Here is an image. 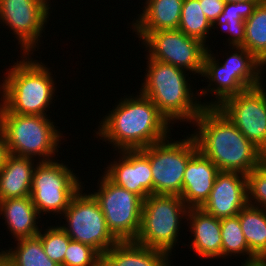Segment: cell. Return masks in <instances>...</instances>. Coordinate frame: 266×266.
<instances>
[{
	"label": "cell",
	"mask_w": 266,
	"mask_h": 266,
	"mask_svg": "<svg viewBox=\"0 0 266 266\" xmlns=\"http://www.w3.org/2000/svg\"><path fill=\"white\" fill-rule=\"evenodd\" d=\"M137 94L121 98L99 122L96 137L117 151L146 148L171 135L172 125L154 103Z\"/></svg>",
	"instance_id": "6da1fadb"
},
{
	"label": "cell",
	"mask_w": 266,
	"mask_h": 266,
	"mask_svg": "<svg viewBox=\"0 0 266 266\" xmlns=\"http://www.w3.org/2000/svg\"><path fill=\"white\" fill-rule=\"evenodd\" d=\"M192 124L198 151L219 171L247 175L266 160L218 107H204Z\"/></svg>",
	"instance_id": "7a4b0ae2"
},
{
	"label": "cell",
	"mask_w": 266,
	"mask_h": 266,
	"mask_svg": "<svg viewBox=\"0 0 266 266\" xmlns=\"http://www.w3.org/2000/svg\"><path fill=\"white\" fill-rule=\"evenodd\" d=\"M21 59L4 74L0 113L48 116L46 113L57 90L53 74L47 65L30 55H22Z\"/></svg>",
	"instance_id": "3957f363"
},
{
	"label": "cell",
	"mask_w": 266,
	"mask_h": 266,
	"mask_svg": "<svg viewBox=\"0 0 266 266\" xmlns=\"http://www.w3.org/2000/svg\"><path fill=\"white\" fill-rule=\"evenodd\" d=\"M145 59L148 60L146 77L139 91L154 103L170 124L179 121L192 124L204 106L197 99V91L194 94L188 83L189 72L147 56Z\"/></svg>",
	"instance_id": "277c9868"
},
{
	"label": "cell",
	"mask_w": 266,
	"mask_h": 266,
	"mask_svg": "<svg viewBox=\"0 0 266 266\" xmlns=\"http://www.w3.org/2000/svg\"><path fill=\"white\" fill-rule=\"evenodd\" d=\"M49 118L50 115L0 113V129L6 137L10 155L39 157V162L55 160L63 135Z\"/></svg>",
	"instance_id": "5b68a950"
},
{
	"label": "cell",
	"mask_w": 266,
	"mask_h": 266,
	"mask_svg": "<svg viewBox=\"0 0 266 266\" xmlns=\"http://www.w3.org/2000/svg\"><path fill=\"white\" fill-rule=\"evenodd\" d=\"M188 209L179 195H149L142 204L140 229L134 241L173 255Z\"/></svg>",
	"instance_id": "8992f818"
},
{
	"label": "cell",
	"mask_w": 266,
	"mask_h": 266,
	"mask_svg": "<svg viewBox=\"0 0 266 266\" xmlns=\"http://www.w3.org/2000/svg\"><path fill=\"white\" fill-rule=\"evenodd\" d=\"M170 137L140 149L149 159L153 194L181 195L188 161L198 152L191 134L179 141Z\"/></svg>",
	"instance_id": "52a82bcc"
},
{
	"label": "cell",
	"mask_w": 266,
	"mask_h": 266,
	"mask_svg": "<svg viewBox=\"0 0 266 266\" xmlns=\"http://www.w3.org/2000/svg\"><path fill=\"white\" fill-rule=\"evenodd\" d=\"M60 162H39L35 167L30 196L39 215L62 216L72 197L83 187L73 170Z\"/></svg>",
	"instance_id": "ba28073f"
},
{
	"label": "cell",
	"mask_w": 266,
	"mask_h": 266,
	"mask_svg": "<svg viewBox=\"0 0 266 266\" xmlns=\"http://www.w3.org/2000/svg\"><path fill=\"white\" fill-rule=\"evenodd\" d=\"M82 187L71 199L64 211V225H59L76 242L94 248L101 256L114 246L118 240L108 230L99 203ZM84 192V193H83Z\"/></svg>",
	"instance_id": "9c48e42d"
},
{
	"label": "cell",
	"mask_w": 266,
	"mask_h": 266,
	"mask_svg": "<svg viewBox=\"0 0 266 266\" xmlns=\"http://www.w3.org/2000/svg\"><path fill=\"white\" fill-rule=\"evenodd\" d=\"M101 177L99 189L91 194L99 203L108 230L118 241H134L140 229L143 200L105 174Z\"/></svg>",
	"instance_id": "30bf717a"
},
{
	"label": "cell",
	"mask_w": 266,
	"mask_h": 266,
	"mask_svg": "<svg viewBox=\"0 0 266 266\" xmlns=\"http://www.w3.org/2000/svg\"><path fill=\"white\" fill-rule=\"evenodd\" d=\"M147 57L202 75L204 56L208 51L201 41L188 37L179 29L149 33L142 42Z\"/></svg>",
	"instance_id": "8fae6325"
},
{
	"label": "cell",
	"mask_w": 266,
	"mask_h": 266,
	"mask_svg": "<svg viewBox=\"0 0 266 266\" xmlns=\"http://www.w3.org/2000/svg\"><path fill=\"white\" fill-rule=\"evenodd\" d=\"M262 83L225 99L218 108L266 156V90Z\"/></svg>",
	"instance_id": "7c38bea8"
},
{
	"label": "cell",
	"mask_w": 266,
	"mask_h": 266,
	"mask_svg": "<svg viewBox=\"0 0 266 266\" xmlns=\"http://www.w3.org/2000/svg\"><path fill=\"white\" fill-rule=\"evenodd\" d=\"M49 16V10L37 0H0V22L15 34L21 55H34L39 49Z\"/></svg>",
	"instance_id": "4fadbf2b"
},
{
	"label": "cell",
	"mask_w": 266,
	"mask_h": 266,
	"mask_svg": "<svg viewBox=\"0 0 266 266\" xmlns=\"http://www.w3.org/2000/svg\"><path fill=\"white\" fill-rule=\"evenodd\" d=\"M118 153L120 157L110 162L103 174L144 201L153 194L152 170L148 157L140 149L121 150Z\"/></svg>",
	"instance_id": "5bb4252c"
},
{
	"label": "cell",
	"mask_w": 266,
	"mask_h": 266,
	"mask_svg": "<svg viewBox=\"0 0 266 266\" xmlns=\"http://www.w3.org/2000/svg\"><path fill=\"white\" fill-rule=\"evenodd\" d=\"M247 204V176L239 172L219 171L209 198L201 209L222 219L237 216Z\"/></svg>",
	"instance_id": "9a60e30c"
},
{
	"label": "cell",
	"mask_w": 266,
	"mask_h": 266,
	"mask_svg": "<svg viewBox=\"0 0 266 266\" xmlns=\"http://www.w3.org/2000/svg\"><path fill=\"white\" fill-rule=\"evenodd\" d=\"M217 166L199 151L188 161L180 197L188 208H201L209 198Z\"/></svg>",
	"instance_id": "2e32d148"
},
{
	"label": "cell",
	"mask_w": 266,
	"mask_h": 266,
	"mask_svg": "<svg viewBox=\"0 0 266 266\" xmlns=\"http://www.w3.org/2000/svg\"><path fill=\"white\" fill-rule=\"evenodd\" d=\"M189 231L193 234L190 248L201 258L222 257L220 219L207 214L201 208H189L187 212ZM189 221V222H188Z\"/></svg>",
	"instance_id": "e0dca14e"
},
{
	"label": "cell",
	"mask_w": 266,
	"mask_h": 266,
	"mask_svg": "<svg viewBox=\"0 0 266 266\" xmlns=\"http://www.w3.org/2000/svg\"><path fill=\"white\" fill-rule=\"evenodd\" d=\"M208 49L204 56L203 72L201 77H205L209 85L199 91V96H207L208 92L215 95V100L202 102L204 107H218L225 99L230 96L237 95L240 92L249 89L237 76L236 73H231L216 60V56ZM212 53V54H211ZM215 84V85H214ZM213 86V87H211ZM210 87V88H209ZM207 94V95H206Z\"/></svg>",
	"instance_id": "ac0fdd59"
},
{
	"label": "cell",
	"mask_w": 266,
	"mask_h": 266,
	"mask_svg": "<svg viewBox=\"0 0 266 266\" xmlns=\"http://www.w3.org/2000/svg\"><path fill=\"white\" fill-rule=\"evenodd\" d=\"M184 0H147L143 11L132 22L133 32L142 41L149 33L158 30L178 29Z\"/></svg>",
	"instance_id": "d6986e66"
},
{
	"label": "cell",
	"mask_w": 266,
	"mask_h": 266,
	"mask_svg": "<svg viewBox=\"0 0 266 266\" xmlns=\"http://www.w3.org/2000/svg\"><path fill=\"white\" fill-rule=\"evenodd\" d=\"M0 214L16 240L36 236L41 230L36 225L41 216L31 196L0 200Z\"/></svg>",
	"instance_id": "ffe728a7"
},
{
	"label": "cell",
	"mask_w": 266,
	"mask_h": 266,
	"mask_svg": "<svg viewBox=\"0 0 266 266\" xmlns=\"http://www.w3.org/2000/svg\"><path fill=\"white\" fill-rule=\"evenodd\" d=\"M34 160L14 155L7 157L0 170V200L30 196L33 173L39 163Z\"/></svg>",
	"instance_id": "44dd1931"
},
{
	"label": "cell",
	"mask_w": 266,
	"mask_h": 266,
	"mask_svg": "<svg viewBox=\"0 0 266 266\" xmlns=\"http://www.w3.org/2000/svg\"><path fill=\"white\" fill-rule=\"evenodd\" d=\"M104 257L113 266H171L172 263L167 252L135 241H118Z\"/></svg>",
	"instance_id": "7402d4cb"
},
{
	"label": "cell",
	"mask_w": 266,
	"mask_h": 266,
	"mask_svg": "<svg viewBox=\"0 0 266 266\" xmlns=\"http://www.w3.org/2000/svg\"><path fill=\"white\" fill-rule=\"evenodd\" d=\"M237 216L250 249V259L266 257V209L247 204Z\"/></svg>",
	"instance_id": "603a6c76"
},
{
	"label": "cell",
	"mask_w": 266,
	"mask_h": 266,
	"mask_svg": "<svg viewBox=\"0 0 266 266\" xmlns=\"http://www.w3.org/2000/svg\"><path fill=\"white\" fill-rule=\"evenodd\" d=\"M234 51L225 53L226 60L221 64L236 76L248 87L253 88L263 83L262 71L266 69L252 53L244 47H232ZM234 52V53H233ZM229 54V55H228ZM264 67V68H263Z\"/></svg>",
	"instance_id": "cb8c5ba5"
},
{
	"label": "cell",
	"mask_w": 266,
	"mask_h": 266,
	"mask_svg": "<svg viewBox=\"0 0 266 266\" xmlns=\"http://www.w3.org/2000/svg\"><path fill=\"white\" fill-rule=\"evenodd\" d=\"M15 241L16 247L0 249L13 266H59L47 256L38 235Z\"/></svg>",
	"instance_id": "d4e9b609"
},
{
	"label": "cell",
	"mask_w": 266,
	"mask_h": 266,
	"mask_svg": "<svg viewBox=\"0 0 266 266\" xmlns=\"http://www.w3.org/2000/svg\"><path fill=\"white\" fill-rule=\"evenodd\" d=\"M266 66V0L258 3L245 20V41L242 46Z\"/></svg>",
	"instance_id": "484cf974"
},
{
	"label": "cell",
	"mask_w": 266,
	"mask_h": 266,
	"mask_svg": "<svg viewBox=\"0 0 266 266\" xmlns=\"http://www.w3.org/2000/svg\"><path fill=\"white\" fill-rule=\"evenodd\" d=\"M200 0H184L181 10V18L178 29L188 37L195 38L207 46L206 40L212 29V24L202 11Z\"/></svg>",
	"instance_id": "4316f807"
},
{
	"label": "cell",
	"mask_w": 266,
	"mask_h": 266,
	"mask_svg": "<svg viewBox=\"0 0 266 266\" xmlns=\"http://www.w3.org/2000/svg\"><path fill=\"white\" fill-rule=\"evenodd\" d=\"M222 237V259L228 255L246 256L250 259V249L241 229L238 216L220 219ZM237 254V255H236ZM248 255V256H247Z\"/></svg>",
	"instance_id": "83f0119b"
},
{
	"label": "cell",
	"mask_w": 266,
	"mask_h": 266,
	"mask_svg": "<svg viewBox=\"0 0 266 266\" xmlns=\"http://www.w3.org/2000/svg\"><path fill=\"white\" fill-rule=\"evenodd\" d=\"M43 231V232H42ZM38 236L47 256L57 263L64 266V256L69 242L72 240L60 226H50L45 230H40Z\"/></svg>",
	"instance_id": "f1b7e54d"
},
{
	"label": "cell",
	"mask_w": 266,
	"mask_h": 266,
	"mask_svg": "<svg viewBox=\"0 0 266 266\" xmlns=\"http://www.w3.org/2000/svg\"><path fill=\"white\" fill-rule=\"evenodd\" d=\"M246 176L248 204L266 209V160Z\"/></svg>",
	"instance_id": "f546056e"
},
{
	"label": "cell",
	"mask_w": 266,
	"mask_h": 266,
	"mask_svg": "<svg viewBox=\"0 0 266 266\" xmlns=\"http://www.w3.org/2000/svg\"><path fill=\"white\" fill-rule=\"evenodd\" d=\"M102 256L91 246L71 240L64 256V266H96Z\"/></svg>",
	"instance_id": "4dcf8cb0"
},
{
	"label": "cell",
	"mask_w": 266,
	"mask_h": 266,
	"mask_svg": "<svg viewBox=\"0 0 266 266\" xmlns=\"http://www.w3.org/2000/svg\"><path fill=\"white\" fill-rule=\"evenodd\" d=\"M263 0H249L245 2H228L224 4L222 13L216 18L214 23H245L258 5Z\"/></svg>",
	"instance_id": "1f68e13d"
},
{
	"label": "cell",
	"mask_w": 266,
	"mask_h": 266,
	"mask_svg": "<svg viewBox=\"0 0 266 266\" xmlns=\"http://www.w3.org/2000/svg\"><path fill=\"white\" fill-rule=\"evenodd\" d=\"M217 25L221 30H223V33L230 34L228 37V44L227 46L231 47H242L244 45L245 41V23H213L212 29L216 28Z\"/></svg>",
	"instance_id": "d6a6232c"
},
{
	"label": "cell",
	"mask_w": 266,
	"mask_h": 266,
	"mask_svg": "<svg viewBox=\"0 0 266 266\" xmlns=\"http://www.w3.org/2000/svg\"><path fill=\"white\" fill-rule=\"evenodd\" d=\"M225 2L223 0H200L202 11L211 24L222 13Z\"/></svg>",
	"instance_id": "836d02e7"
},
{
	"label": "cell",
	"mask_w": 266,
	"mask_h": 266,
	"mask_svg": "<svg viewBox=\"0 0 266 266\" xmlns=\"http://www.w3.org/2000/svg\"><path fill=\"white\" fill-rule=\"evenodd\" d=\"M10 155L6 137L0 129V170L4 166L7 157Z\"/></svg>",
	"instance_id": "e575fe53"
},
{
	"label": "cell",
	"mask_w": 266,
	"mask_h": 266,
	"mask_svg": "<svg viewBox=\"0 0 266 266\" xmlns=\"http://www.w3.org/2000/svg\"><path fill=\"white\" fill-rule=\"evenodd\" d=\"M241 266H266V257H254L246 259Z\"/></svg>",
	"instance_id": "d590c367"
},
{
	"label": "cell",
	"mask_w": 266,
	"mask_h": 266,
	"mask_svg": "<svg viewBox=\"0 0 266 266\" xmlns=\"http://www.w3.org/2000/svg\"><path fill=\"white\" fill-rule=\"evenodd\" d=\"M0 266H13L12 262L4 255V253L0 252Z\"/></svg>",
	"instance_id": "8d00e7d4"
},
{
	"label": "cell",
	"mask_w": 266,
	"mask_h": 266,
	"mask_svg": "<svg viewBox=\"0 0 266 266\" xmlns=\"http://www.w3.org/2000/svg\"><path fill=\"white\" fill-rule=\"evenodd\" d=\"M96 266H113V265H111V263L104 256H102L96 263Z\"/></svg>",
	"instance_id": "74e56055"
},
{
	"label": "cell",
	"mask_w": 266,
	"mask_h": 266,
	"mask_svg": "<svg viewBox=\"0 0 266 266\" xmlns=\"http://www.w3.org/2000/svg\"><path fill=\"white\" fill-rule=\"evenodd\" d=\"M38 2H40L42 5H44L49 11L51 8V4H49L51 1L50 0H37Z\"/></svg>",
	"instance_id": "f35d334b"
},
{
	"label": "cell",
	"mask_w": 266,
	"mask_h": 266,
	"mask_svg": "<svg viewBox=\"0 0 266 266\" xmlns=\"http://www.w3.org/2000/svg\"><path fill=\"white\" fill-rule=\"evenodd\" d=\"M225 3L228 2H233V3H238V2H245V1H249V0H223Z\"/></svg>",
	"instance_id": "ab89813d"
}]
</instances>
